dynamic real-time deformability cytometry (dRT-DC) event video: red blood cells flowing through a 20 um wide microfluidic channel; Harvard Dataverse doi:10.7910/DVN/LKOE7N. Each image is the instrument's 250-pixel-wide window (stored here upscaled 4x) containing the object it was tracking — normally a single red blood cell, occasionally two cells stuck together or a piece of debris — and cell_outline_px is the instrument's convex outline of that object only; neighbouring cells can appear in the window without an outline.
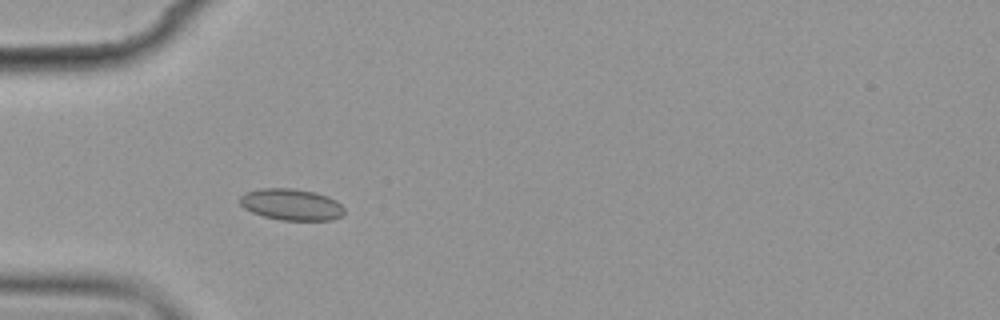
{"species": "common noctule bat (a hibernating species)", "species_latin": "Nyctalus noctula", "temperature_condition": "cold", "stored_images_in_passage": 5, "camera_frame_rate_fps": 3000, "um_per_image_px": 0.085, "animal": {"sex": "female", "body_mass_g": 19.9}, "frame": {"image": 1, "passage_image": 4, "time_ms": 3.667, "image_size_px": [1000, 320], "cell_outline_px": [[344, 212], [340, 216], [332, 220], [280, 220], [264, 216], [252, 212], [244, 208], [240, 204], [240, 196], [244, 192], [260, 188], [292, 188], [316, 192], [328, 196], [336, 200], [344, 208]], "centroid_in_image_um": [24.75, 17.37], "position_along_channel_um": 60.2, "area_um2": 19.25}}
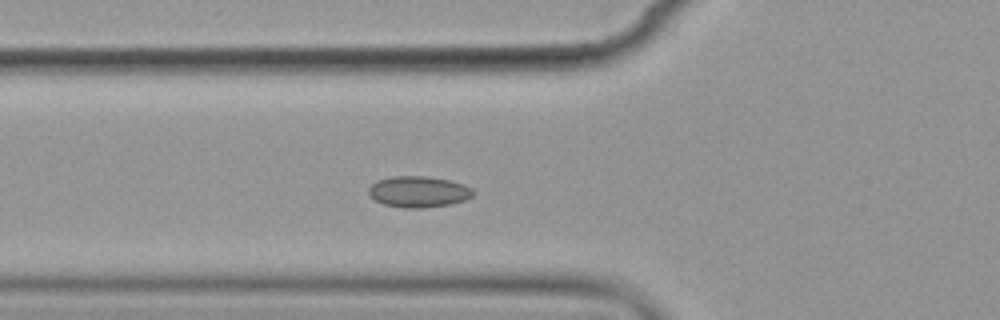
{"frame": {"image": 2, "passage_image": 5, "time_ms": 4.667, "image_size_px": [1000, 320], "cell_outline_px": [[476, 192], [472, 196], [464, 200], [452, 204], [420, 208], [404, 208], [384, 204], [376, 200], [368, 192], [368, 188], [376, 180], [392, 176], [424, 176], [448, 180], [464, 184], [472, 188]], "centroid_in_image_um": [35.59, 16.29], "position_along_channel_um": 90.2, "area_um2": 18.96}}